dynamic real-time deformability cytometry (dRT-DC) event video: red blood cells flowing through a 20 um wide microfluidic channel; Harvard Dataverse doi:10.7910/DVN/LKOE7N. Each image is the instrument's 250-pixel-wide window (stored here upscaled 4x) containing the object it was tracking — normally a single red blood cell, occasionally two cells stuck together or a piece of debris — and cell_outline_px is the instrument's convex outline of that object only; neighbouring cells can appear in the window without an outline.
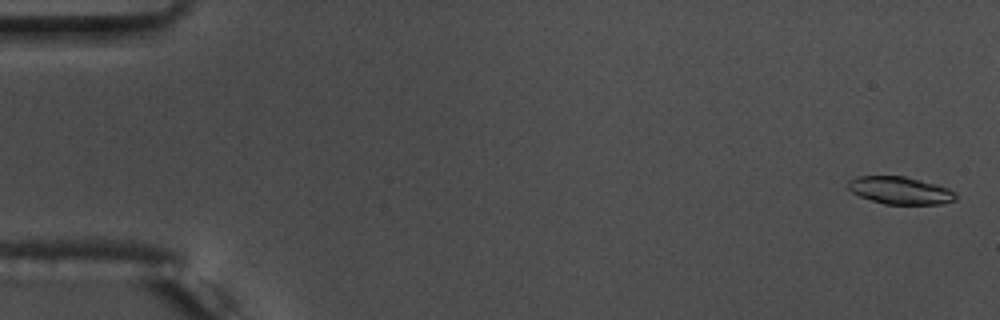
{"species": "common noctule bat (a hibernating species)", "species_latin": "Nyctalus noctula", "temperature_condition": "warm", "stored_images_in_passage": 55, "camera_frame_rate_fps": 3000, "um_per_image_px": 0.085, "animal": {"sex": "male", "body_mass_g": 17.5, "forearm_length_mm": 52.3}, "frame": {"image": 1, "passage_image": 2, "time_ms": 0.333, "image_size_px": [1000, 320], "cell_outline_px": [[956, 200], [940, 204], [884, 204], [860, 196], [852, 192], [848, 188], [848, 180], [856, 176], [904, 176], [936, 184], [948, 188], [956, 192]], "centroid_in_image_um": [76.52, 16.18], "position_along_channel_um": 8.5, "area_um2": 17.22}}
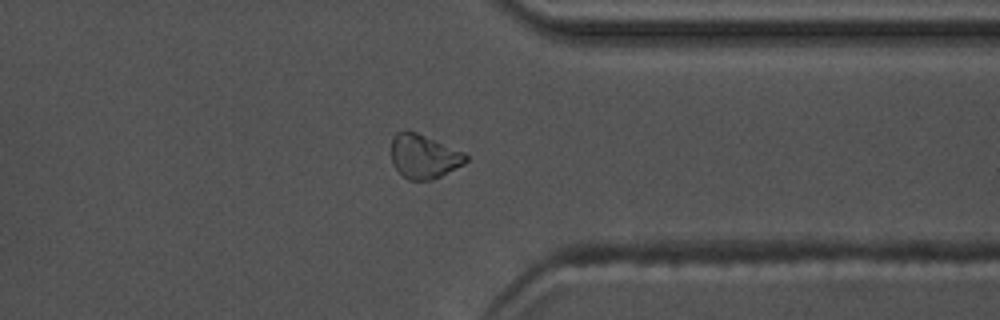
{"frame": {"image": 2, "passage_image": 44, "time_ms": 14.333, "image_size_px": [1000, 320], "cell_outline_px": [[468, 160], [464, 164], [432, 180], [408, 180], [392, 164], [392, 136], [396, 132], [404, 128], [408, 128], [464, 152], [468, 156]], "centroid_in_image_um": [36.01, 13.26], "position_along_channel_um": 375.4, "area_um2": 19.36}}
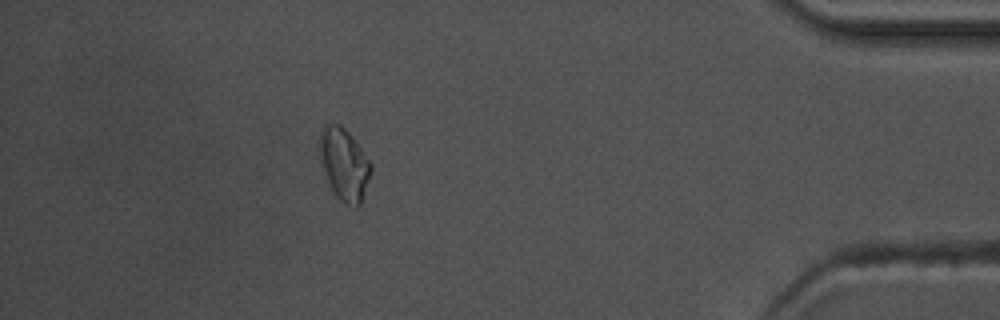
{"frame": {"image": 3, "passage_image": 50, "time_ms": 16.333, "image_size_px": [1000, 320], "cell_outline_px": [[372, 172], [360, 204], [356, 208], [344, 204], [336, 196], [324, 180], [316, 144], [320, 132], [328, 124], [340, 124], [352, 136], [372, 164]], "centroid_in_image_um": [29.2, 13.98], "position_along_channel_um": 406.0, "area_um2": 22.25}, "authors_computed_cell_mechanics": {"area_um2": 19.0162, "velocity_mm_per_s": 3.7431, "shape_relaxation_time_tau1_ms": 3.9155, "shape_relaxation_time_tau2_ms": 6.3414, "deformation_change_tau1": 0.1247, "deformation_change_tau2": 0.1114}}